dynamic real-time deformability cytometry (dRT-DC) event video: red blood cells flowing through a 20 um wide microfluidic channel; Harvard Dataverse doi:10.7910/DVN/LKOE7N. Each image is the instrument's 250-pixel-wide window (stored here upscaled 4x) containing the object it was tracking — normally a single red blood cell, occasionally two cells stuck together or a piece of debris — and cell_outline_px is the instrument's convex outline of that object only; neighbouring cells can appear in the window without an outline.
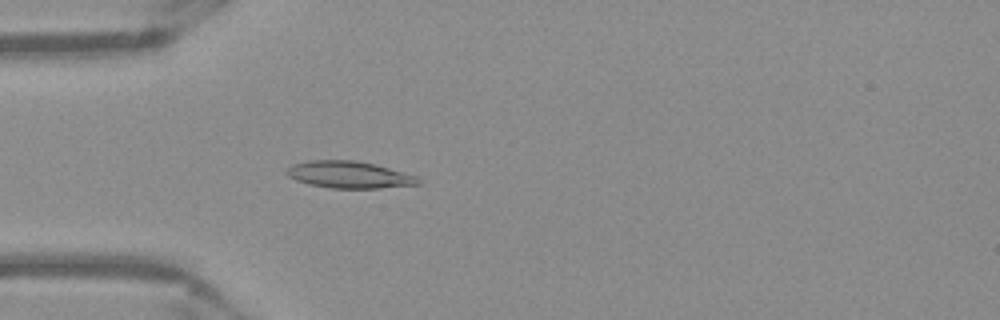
{"species": "Egyptian fruit bat (a non-hibernating species)", "species_latin": "Rousettus aegyptiacus", "temperature_condition": "warm", "stored_images_in_passage": 50, "camera_frame_rate_fps": 3000, "um_per_image_px": 0.085, "frame": {"image": 1, "passage_image": 14, "time_ms": 4.333, "image_size_px": [1000, 320], "cell_outline_px": [[420, 184], [380, 188], [332, 188], [308, 184], [296, 180], [288, 176], [284, 172], [292, 164], [312, 160], [356, 160], [376, 164], [416, 176], [420, 180]], "centroid_in_image_um": [29.66, 14.84], "position_along_channel_um": 55.3, "area_um2": 20.63}}
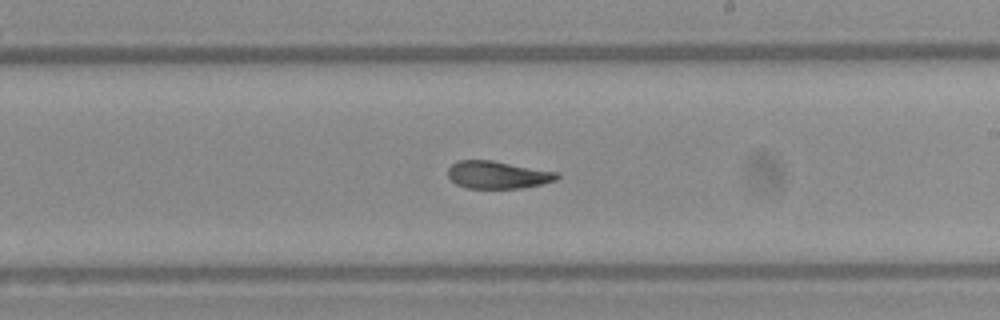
{"frame": {"image": 2, "passage_image": 29, "time_ms": 9.333, "image_size_px": [1000, 320], "cell_outline_px": [[560, 176], [556, 180], [524, 188], [464, 188], [456, 184], [448, 176], [448, 168], [456, 160], [492, 160], [560, 172]], "centroid_in_image_um": [42.31, 14.85], "position_along_channel_um": 246.7, "area_um2": 17.69}}
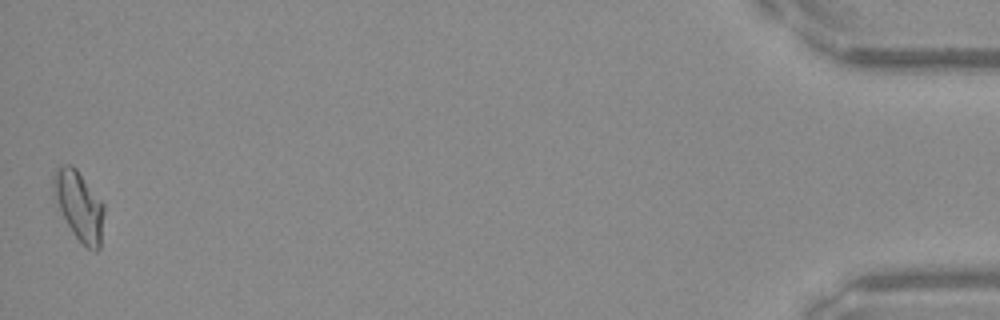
{"frame": {"image": 3, "passage_image": 50, "time_ms": 16.333, "image_size_px": [1000, 320], "cell_outline_px": [[104, 212], [100, 248], [96, 252], [88, 248], [76, 236], [68, 224], [52, 196], [52, 176], [56, 168], [64, 164], [72, 164], [76, 168], [104, 204]], "centroid_in_image_um": [6.7, 17.44], "position_along_channel_um": 428.5, "area_um2": 20.4}, "authors_computed_cell_mechanics": {"area_um2": 18.8139, "velocity_mm_per_s": 3.9358, "shape_relaxation_time_tau1_ms": 6.6462, "shape_relaxation_time_tau2_ms": 2.7173, "deformation_change_tau1": 0.1985, "deformation_change_tau2": 0.0849}}